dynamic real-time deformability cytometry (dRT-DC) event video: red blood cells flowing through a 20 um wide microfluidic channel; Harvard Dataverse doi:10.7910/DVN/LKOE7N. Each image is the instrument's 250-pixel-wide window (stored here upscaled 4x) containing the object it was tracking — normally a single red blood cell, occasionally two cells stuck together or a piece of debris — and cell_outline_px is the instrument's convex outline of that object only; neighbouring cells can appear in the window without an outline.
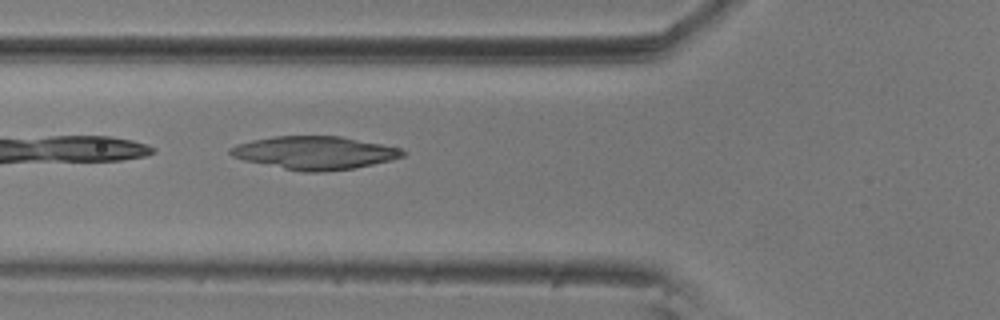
{"species": "common noctule bat (a hibernating species)", "species_latin": "Nyctalus noctula", "temperature_condition": "room temperature", "stored_images_in_passage": 5, "camera_frame_rate_fps": 3000, "um_per_image_px": 0.085, "animal": {"sex": "male", "body_mass_g": 20.5, "forearm_length_mm": 52.5}, "frame": {"image": 1, "passage_image": 5, "time_ms": 1.333, "image_size_px": [1000, 320], "cell_outline_px": [[408, 152], [404, 156], [392, 160], [352, 168], [324, 172], [300, 172], [244, 160], [232, 156], [228, 152], [228, 148], [236, 144], [252, 140], [276, 136], [340, 136], [400, 148]], "centroid_in_image_um": [26.73, 12.99], "position_along_channel_um": 99.1, "area_um2": 33.18}}